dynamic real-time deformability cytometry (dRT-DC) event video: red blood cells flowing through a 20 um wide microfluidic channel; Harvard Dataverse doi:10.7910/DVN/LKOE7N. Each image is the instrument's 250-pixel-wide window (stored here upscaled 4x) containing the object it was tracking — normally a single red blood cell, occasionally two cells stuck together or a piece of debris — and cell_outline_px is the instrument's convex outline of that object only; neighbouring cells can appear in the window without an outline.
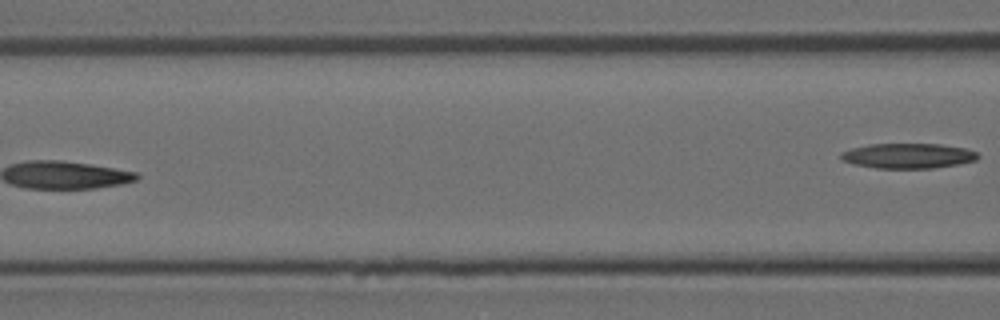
{"species": "Egyptian fruit bat (a non-hibernating species)", "species_latin": "Rousettus aegyptiacus", "temperature_condition": "room temperature", "stored_images_in_passage": 6, "camera_frame_rate_fps": 3000, "um_per_image_px": 0.085, "animal": {"sex": "female"}, "frame": {"image": 1, "passage_image": 6, "time_ms": 1.667, "image_size_px": [1000, 320], "cell_outline_px": [[980, 156], [976, 160], [960, 164], [932, 168], [876, 168], [856, 164], [844, 160], [840, 156], [840, 152], [852, 148], [868, 144], [940, 144], [968, 148], [976, 152]], "centroid_in_image_um": [77.23, 13.24], "position_along_channel_um": 89.4, "area_um2": 20.0}}